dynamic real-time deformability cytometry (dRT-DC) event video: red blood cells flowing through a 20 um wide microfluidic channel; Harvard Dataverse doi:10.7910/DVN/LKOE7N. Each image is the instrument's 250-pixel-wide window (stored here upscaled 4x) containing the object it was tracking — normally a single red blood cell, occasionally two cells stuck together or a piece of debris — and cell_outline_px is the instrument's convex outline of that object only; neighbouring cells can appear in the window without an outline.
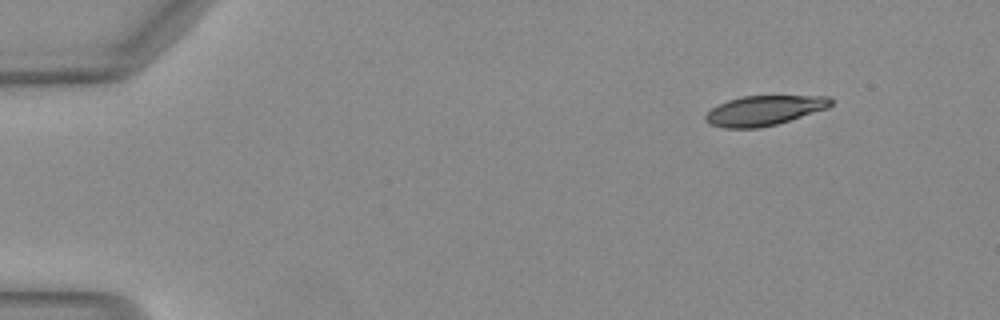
{"species": "Egyptian fruit bat (a non-hibernating species)", "species_latin": "Rousettus aegyptiacus", "temperature_condition": "warm", "stored_images_in_passage": 46, "camera_frame_rate_fps": 3000, "um_per_image_px": 0.085, "animal": {"sex": "female"}, "frame": {"image": 1, "passage_image": 1, "time_ms": 0.0, "image_size_px": [1000, 320], "cell_outline_px": [[832, 104], [828, 108], [776, 124], [760, 128], [724, 128], [708, 124], [704, 120], [704, 116], [712, 108], [728, 100], [740, 96], [828, 96], [832, 100]], "centroid_in_image_um": [64.92, 9.4], "position_along_channel_um": 20.1, "area_um2": 21.73}}
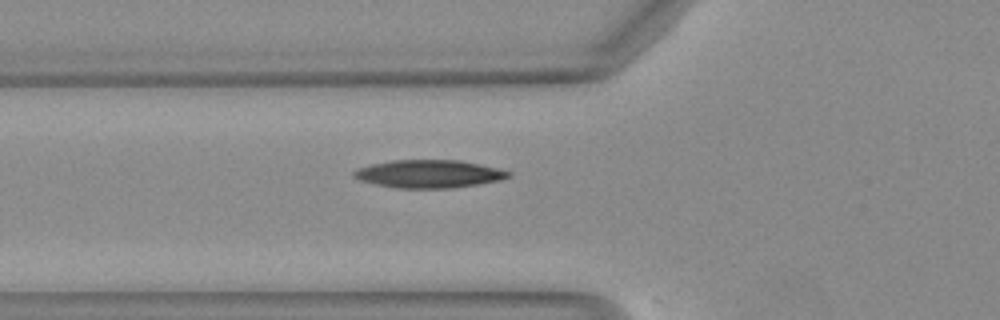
{"frame": {"image": 2, "passage_image": 14, "time_ms": 4.333, "image_size_px": [1000, 320], "cell_outline_px": [[512, 176], [500, 180], [480, 184], [452, 188], [396, 188], [376, 184], [360, 180], [352, 176], [352, 172], [356, 168], [372, 164], [392, 160], [460, 160], [496, 168], [512, 172]], "centroid_in_image_um": [36.45, 14.78], "position_along_channel_um": 89.4, "area_um2": 25.2}}
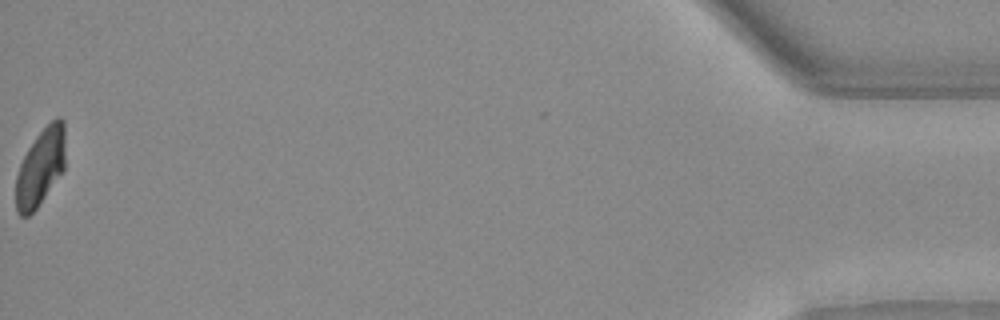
{"frame": {"image": 3, "passage_image": 46, "time_ms": 15.0, "image_size_px": [1000, 320], "cell_outline_px": [[64, 168], [36, 208], [28, 216], [20, 216], [16, 212], [16, 176], [20, 164], [28, 148], [36, 136], [56, 116], [60, 116], [64, 120]], "centroid_in_image_um": [3.43, 14.19], "position_along_channel_um": 431.8, "area_um2": 21.85}, "authors_computed_cell_mechanics": {"area_um2": 24.2182, "velocity_mm_per_s": 4.0943, "shape_relaxation_time_tau1_ms": 4.3106, "shape_relaxation_time_tau2_ms": 5.2588, "deformation_change_tau1": 0.1608, "deformation_change_tau2": 0.1227}}